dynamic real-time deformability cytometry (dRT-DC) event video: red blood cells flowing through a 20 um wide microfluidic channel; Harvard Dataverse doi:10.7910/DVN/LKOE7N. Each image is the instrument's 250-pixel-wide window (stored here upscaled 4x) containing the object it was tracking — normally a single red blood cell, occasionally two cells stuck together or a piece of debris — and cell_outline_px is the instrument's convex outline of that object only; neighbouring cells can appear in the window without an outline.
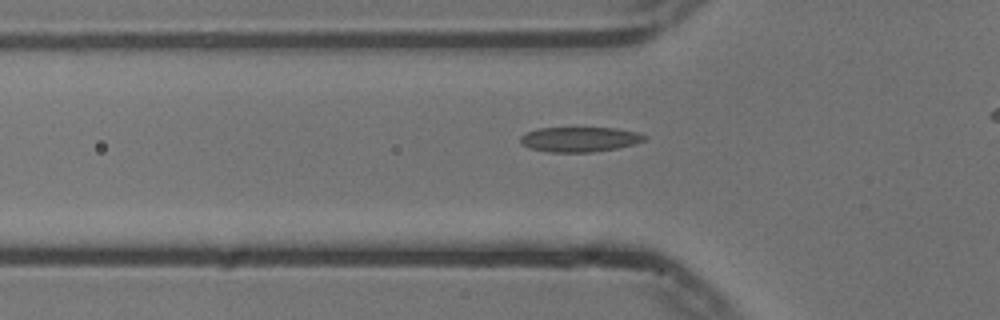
{"species": "common noctule bat (a hibernating species)", "species_latin": "Nyctalus noctula", "temperature_condition": "cold", "stored_images_in_passage": 46, "camera_frame_rate_fps": 3000, "um_per_image_px": 0.085, "animal": {"sex": "male", "body_mass_g": 13.3}, "frame": {"image": 1, "passage_image": 17, "time_ms": 5.333, "image_size_px": [1000, 320], "cell_outline_px": [[648, 136], [644, 140], [636, 144], [616, 148], [592, 152], [548, 152], [528, 148], [520, 140], [520, 136], [524, 132], [540, 128], [616, 128], [636, 132]], "centroid_in_image_um": [49.26, 11.84], "position_along_channel_um": 76.5, "area_um2": 18.03}}
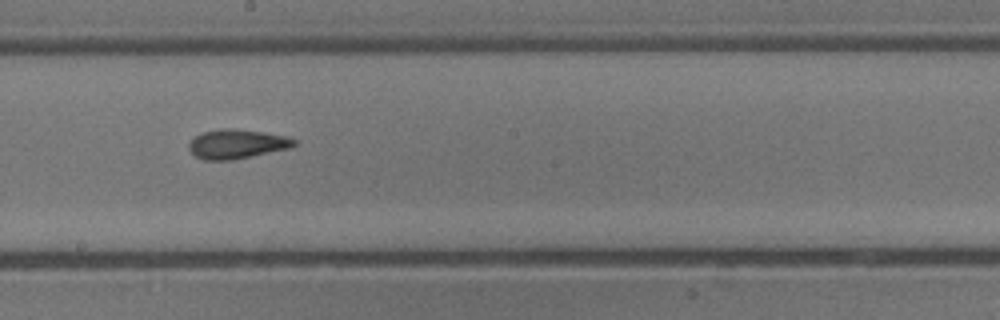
{"frame": {"image": 2, "passage_image": 29, "time_ms": 9.333, "image_size_px": [1000, 320], "cell_outline_px": [[296, 144], [288, 148], [252, 156], [232, 160], [204, 160], [196, 156], [188, 148], [188, 144], [196, 136], [204, 132], [220, 128], [236, 128], [264, 132], [288, 136], [296, 140]], "centroid_in_image_um": [20.14, 12.23], "position_along_channel_um": 228.1, "area_um2": 17.92}}
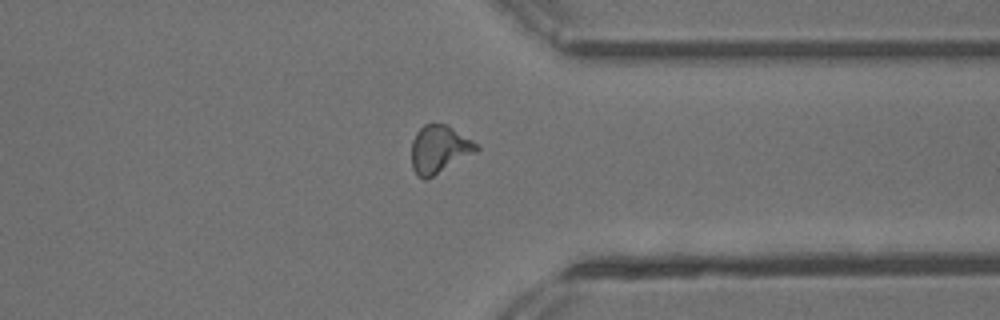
{"frame": {"image": 3, "passage_image": 41, "time_ms": 13.333, "image_size_px": [1000, 320], "cell_outline_px": [[480, 148], [476, 152], [432, 176], [424, 180], [412, 168], [412, 140], [416, 132], [424, 124], [444, 124], [452, 128], [480, 144]], "centroid_in_image_um": [37.35, 12.67], "position_along_channel_um": 374.1, "area_um2": 17.8}, "authors_computed_cell_mechanics": {"area_um2": 17.6001, "velocity_mm_per_s": 3.7502, "shape_relaxation_time_tau1_ms": 5.8401, "shape_relaxation_time_tau2_ms": 1.6379, "deformation_change_tau1": 0.156, "deformation_change_tau2": 0.0712}}